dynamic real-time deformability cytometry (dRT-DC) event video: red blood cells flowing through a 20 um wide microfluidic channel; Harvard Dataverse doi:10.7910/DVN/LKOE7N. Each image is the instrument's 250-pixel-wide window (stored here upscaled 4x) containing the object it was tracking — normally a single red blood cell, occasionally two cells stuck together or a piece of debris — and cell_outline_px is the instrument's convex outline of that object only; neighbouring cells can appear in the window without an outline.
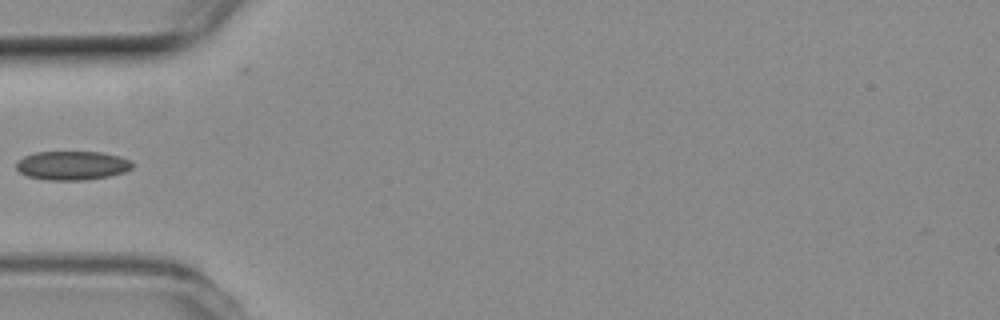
{"species": "common noctule bat (a hibernating species)", "species_latin": "Nyctalus noctula", "temperature_condition": "room temperature", "stored_images_in_passage": 14, "camera_frame_rate_fps": 3000, "um_per_image_px": 0.085, "animal": {"sex": "female", "body_mass_g": 19.3, "forearm_length_mm": 54.1}, "frame": {"image": 1, "passage_image": 1, "time_ms": 0.0, "image_size_px": [1000, 320], "cell_outline_px": [[132, 168], [124, 172], [108, 176], [84, 180], [44, 180], [28, 176], [20, 172], [16, 168], [16, 160], [24, 156], [36, 152], [100, 152], [120, 156], [132, 160]], "centroid_in_image_um": [6.12, 14.06], "position_along_channel_um": 78.9, "area_um2": 19.65}}